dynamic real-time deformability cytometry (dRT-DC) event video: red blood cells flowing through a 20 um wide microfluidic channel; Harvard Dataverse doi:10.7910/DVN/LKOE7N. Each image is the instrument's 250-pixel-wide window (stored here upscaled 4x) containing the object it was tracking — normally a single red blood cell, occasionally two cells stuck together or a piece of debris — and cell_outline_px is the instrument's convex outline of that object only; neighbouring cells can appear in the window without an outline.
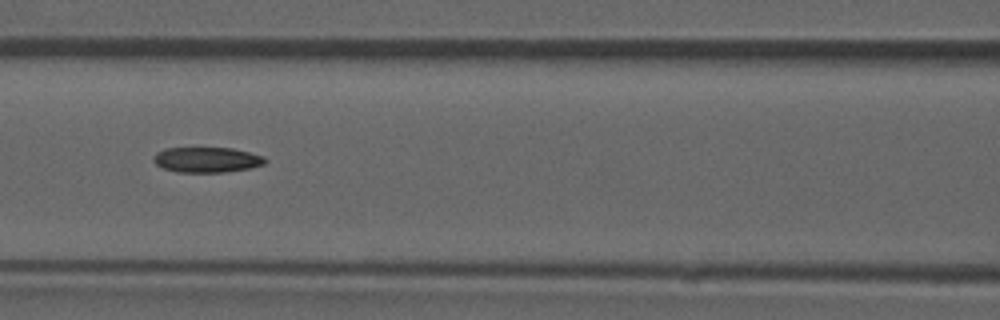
{"species": "common noctule bat (a hibernating species)", "species_latin": "Nyctalus noctula", "temperature_condition": "room temperature", "stored_images_in_passage": 53, "camera_frame_rate_fps": 3000, "um_per_image_px": 0.085, "animal": {"sex": "male", "forearm_length_mm": 52.5}, "frame": {"image": 1, "passage_image": 23, "time_ms": 7.333, "image_size_px": [1000, 320], "cell_outline_px": [[268, 160], [264, 164], [248, 168], [224, 172], [176, 172], [164, 168], [156, 164], [152, 160], [156, 152], [164, 148], [232, 148], [264, 156]], "centroid_in_image_um": [17.56, 13.57], "position_along_channel_um": 149.0, "area_um2": 16.42}, "authors_computed_cell_mechanics": {"area_um2": 17.2244, "velocity_mm_per_s": 3.8809, "shape_relaxation_time_tau1_ms": null, "shape_relaxation_time_tau2_ms": 8.4624, "deformation_change_tau1": null, "deformation_change_tau2": 0.1868}}